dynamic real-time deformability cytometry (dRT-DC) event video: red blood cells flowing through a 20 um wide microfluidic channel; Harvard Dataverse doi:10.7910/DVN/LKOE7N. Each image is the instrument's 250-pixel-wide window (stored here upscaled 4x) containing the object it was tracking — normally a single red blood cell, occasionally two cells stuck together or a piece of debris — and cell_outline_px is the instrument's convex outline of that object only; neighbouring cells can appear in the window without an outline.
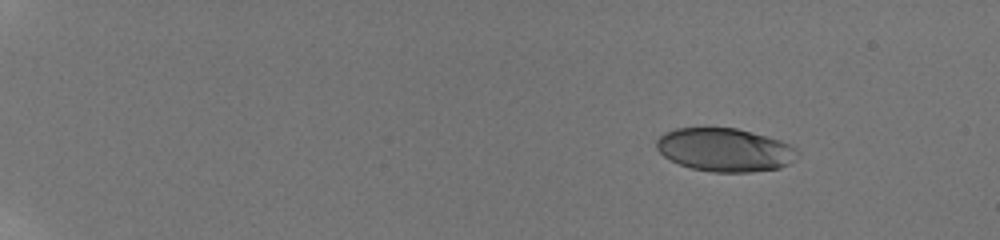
{"species": "human", "species_latin": "Homo sapiens", "temperature_condition": "room temperature", "stored_images_in_passage": 60, "camera_frame_rate_fps": 3000, "um_per_image_px": 0.085, "donor": {"sex": "male"}, "frame": {"image": 1, "passage_image": 1, "time_ms": 0.0, "image_size_px": [1000, 240], "cell_outline_px": [[800, 152], [788, 164], [780, 168], [748, 172], [712, 172], [692, 168], [680, 164], [664, 156], [656, 148], [656, 140], [664, 132], [676, 128], [736, 128], [752, 132], [780, 140], [796, 148]], "centroid_in_image_um": [61.6, 12.73], "position_along_channel_um": 23.4, "area_um2": 35.43}}
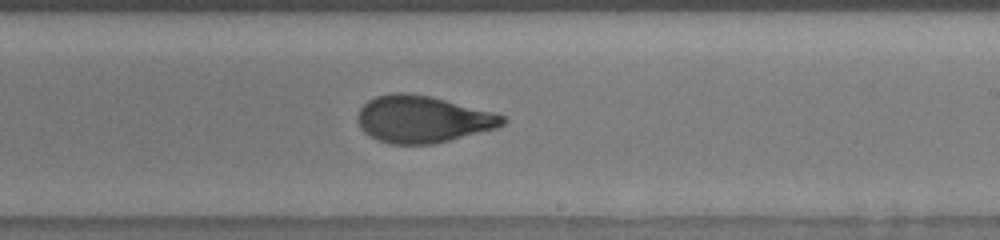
{"frame": {"image": 2, "passage_image": 46, "time_ms": 10.0, "image_size_px": [1000, 240], "cell_outline_px": [[508, 120], [504, 124], [496, 128], [432, 144], [388, 144], [364, 132], [360, 128], [360, 108], [368, 100], [376, 96], [392, 92], [408, 92], [432, 96], [492, 112], [504, 116]], "centroid_in_image_um": [35.93, 10.12], "position_along_channel_um": 253.1, "area_um2": 39.3}}
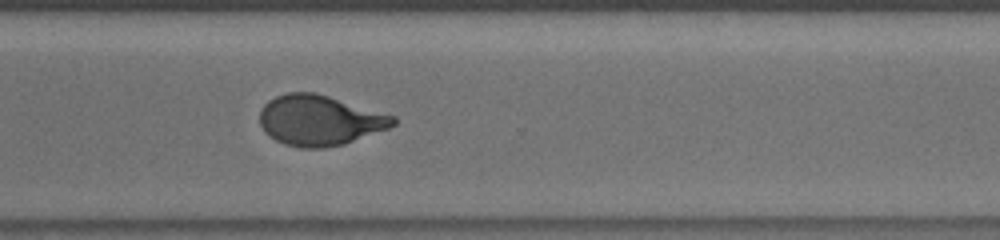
{"frame": {"image": 3, "passage_image": 59, "time_ms": 12.333, "image_size_px": [1000, 240], "cell_outline_px": [[396, 124], [388, 128], [344, 144], [324, 148], [300, 148], [284, 144], [268, 136], [264, 132], [260, 124], [260, 108], [268, 100], [276, 96], [288, 92], [316, 92], [396, 116]], "centroid_in_image_um": [27.15, 10.22], "position_along_channel_um": 343.5, "area_um2": 39.36}}